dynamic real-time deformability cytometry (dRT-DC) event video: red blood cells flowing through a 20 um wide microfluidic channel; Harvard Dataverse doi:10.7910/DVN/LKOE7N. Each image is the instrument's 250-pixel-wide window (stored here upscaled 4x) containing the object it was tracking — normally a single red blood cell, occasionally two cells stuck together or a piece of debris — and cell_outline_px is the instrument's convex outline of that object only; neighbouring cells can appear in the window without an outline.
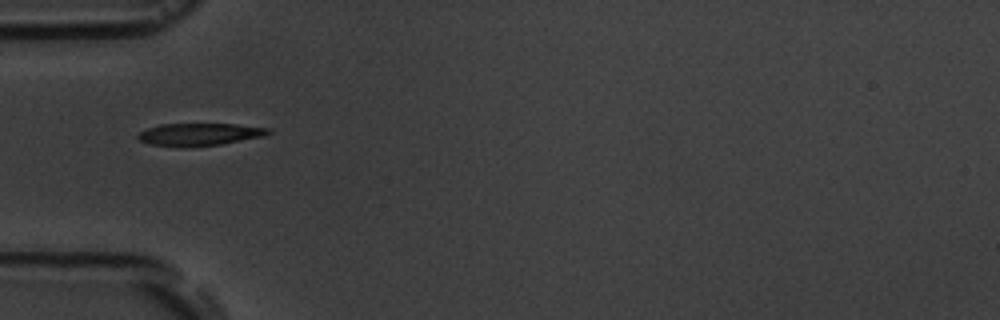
{"species": "common noctule bat (a hibernating species)", "species_latin": "Nyctalus noctula", "temperature_condition": "room temperature", "stored_images_in_passage": 4, "camera_frame_rate_fps": 3000, "um_per_image_px": 0.085, "animal": {"sex": "male", "body_mass_g": 19.5, "forearm_length_mm": 54.6}, "frame": {"image": 1, "passage_image": 1, "time_ms": 0.0, "image_size_px": [1000, 320], "cell_outline_px": [[272, 132], [264, 136], [220, 144], [188, 148], [180, 148], [148, 144], [140, 140], [136, 136], [140, 132], [148, 128], [160, 124], [236, 124], [272, 128]], "centroid_in_image_um": [16.95, 11.43], "position_along_channel_um": 68.0, "area_um2": 17.34}}
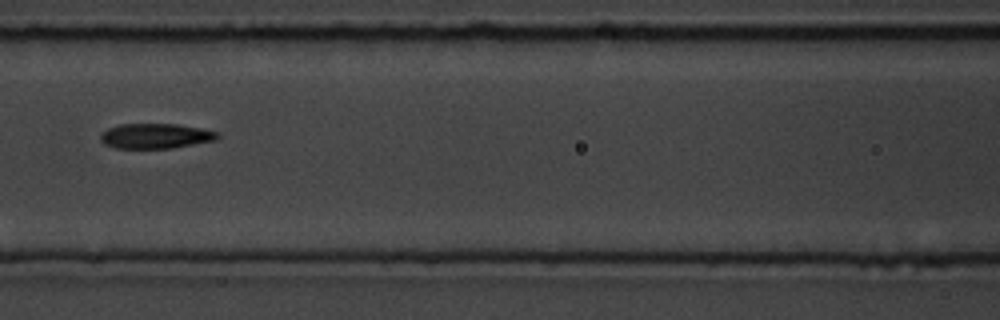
{"frame": {"image": 2, "passage_image": 3, "time_ms": 2.333, "image_size_px": [1000, 320], "cell_outline_px": [[220, 136], [216, 140], [172, 148], [116, 148], [104, 144], [100, 140], [100, 136], [108, 128], [120, 124], [176, 124], [200, 128], [216, 132]], "centroid_in_image_um": [13.21, 11.56], "position_along_channel_um": 153.4, "area_um2": 16.94}}
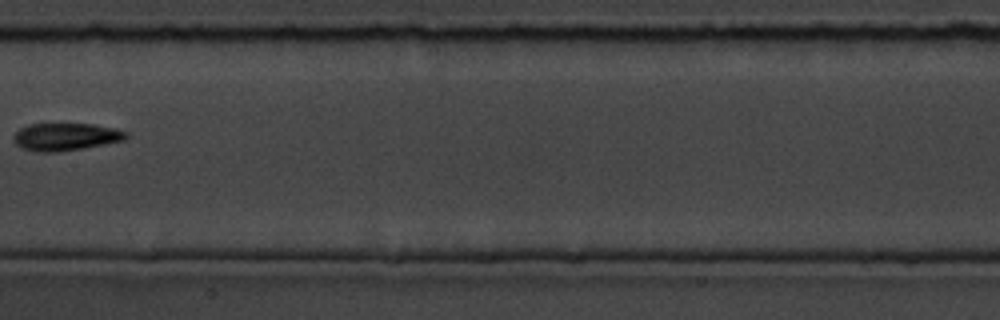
{"frame": {"image": 3, "passage_image": 4, "time_ms": 3.667, "image_size_px": [1000, 320], "cell_outline_px": [[128, 136], [124, 140], [84, 148], [60, 152], [36, 152], [24, 148], [16, 144], [12, 140], [12, 136], [20, 128], [28, 124], [92, 124], [112, 128], [128, 132]], "centroid_in_image_um": [5.55, 11.63], "position_along_channel_um": 201.8, "area_um2": 18.03}}